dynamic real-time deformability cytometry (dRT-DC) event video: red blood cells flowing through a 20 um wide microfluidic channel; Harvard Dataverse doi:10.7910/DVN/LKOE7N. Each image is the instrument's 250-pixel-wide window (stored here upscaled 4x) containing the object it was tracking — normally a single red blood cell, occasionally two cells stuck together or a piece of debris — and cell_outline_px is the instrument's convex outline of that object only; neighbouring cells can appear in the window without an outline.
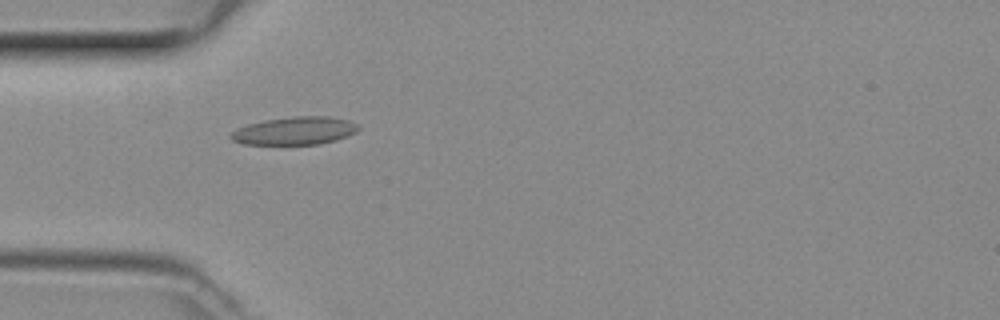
{"species": "common noctule bat (a hibernating species)", "species_latin": "Nyctalus noctula", "temperature_condition": "room temperature", "stored_images_in_passage": 49, "camera_frame_rate_fps": 3000, "um_per_image_px": 0.085, "animal": {"sex": "female", "body_mass_g": 29.2, "forearm_length_mm": 56.3}, "frame": {"image": 1, "passage_image": 15, "time_ms": 4.667, "image_size_px": [1000, 320], "cell_outline_px": [[360, 128], [356, 132], [348, 136], [336, 140], [320, 144], [240, 144], [232, 140], [228, 136], [236, 128], [248, 124], [264, 120], [296, 116], [328, 116], [348, 120], [356, 124]], "centroid_in_image_um": [25.04, 11.12], "position_along_channel_um": 60.0, "area_um2": 20.81}}
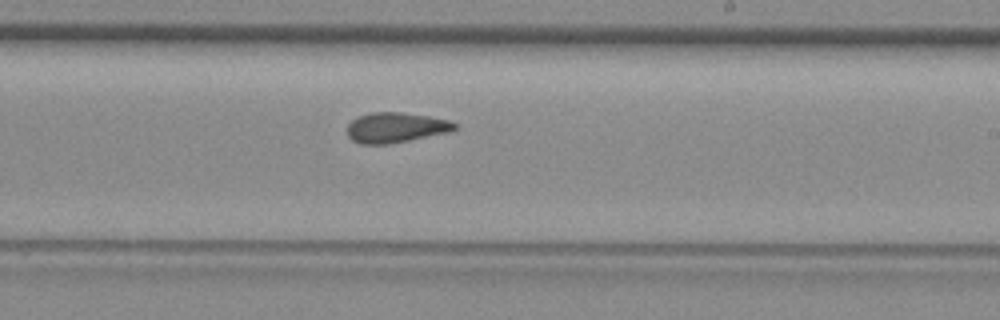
{"frame": {"image": 2, "passage_image": 29, "time_ms": 9.333, "image_size_px": [1000, 320], "cell_outline_px": [[456, 128], [448, 132], [388, 144], [360, 144], [352, 140], [348, 136], [348, 124], [352, 120], [360, 116], [372, 112], [400, 112], [428, 116], [448, 120], [456, 124]], "centroid_in_image_um": [33.6, 10.84], "position_along_channel_um": 255.4, "area_um2": 18.61}}
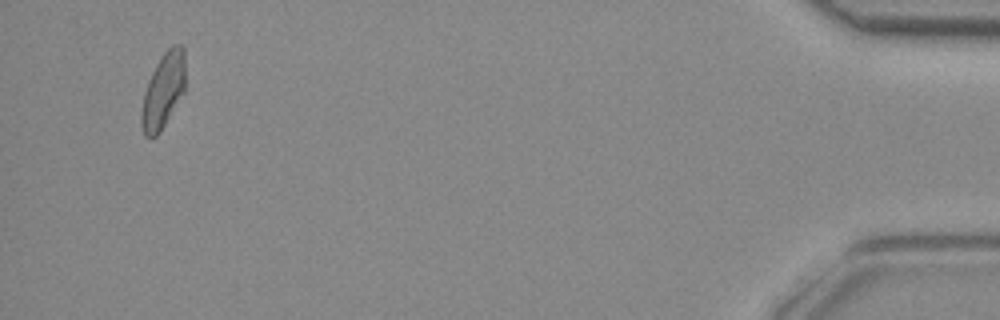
{"frame": {"image": 3, "passage_image": 47, "time_ms": 15.333, "image_size_px": [1000, 320], "cell_outline_px": [[184, 92], [160, 132], [156, 136], [144, 136], [140, 124], [140, 112], [144, 92], [148, 80], [160, 56], [172, 44], [180, 44], [184, 48]], "centroid_in_image_um": [13.85, 7.7], "position_along_channel_um": 421.4, "area_um2": 19.31}}